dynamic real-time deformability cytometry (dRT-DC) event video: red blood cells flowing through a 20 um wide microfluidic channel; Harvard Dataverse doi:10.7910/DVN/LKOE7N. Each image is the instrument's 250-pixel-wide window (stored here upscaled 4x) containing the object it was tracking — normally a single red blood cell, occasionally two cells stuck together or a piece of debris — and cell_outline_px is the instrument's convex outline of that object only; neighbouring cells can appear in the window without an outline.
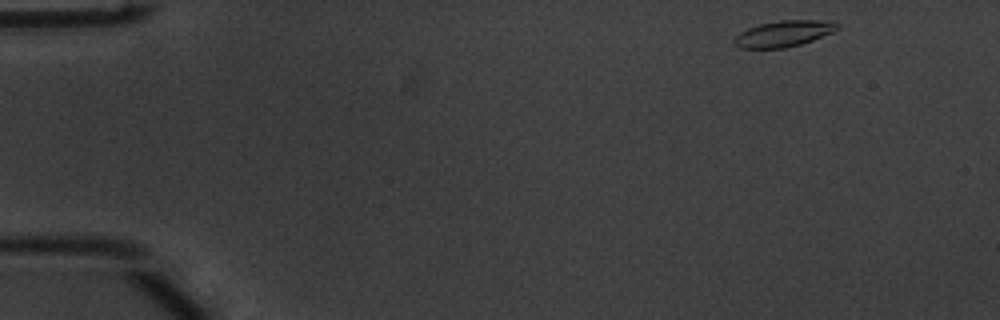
{"species": "common noctule bat (a hibernating species)", "species_latin": "Nyctalus noctula", "temperature_condition": "warm", "stored_images_in_passage": 50, "camera_frame_rate_fps": 3000, "um_per_image_px": 0.085, "animal": {"sex": "male", "body_mass_g": 20.1, "forearm_length_mm": 53.5}, "frame": {"image": 1, "passage_image": 1, "time_ms": 0.0, "image_size_px": [1000, 320], "cell_outline_px": [[840, 28], [832, 32], [812, 40], [800, 44], [784, 48], [740, 48], [732, 44], [732, 40], [740, 32], [748, 28], [760, 24], [780, 20], [836, 20], [840, 24]], "centroid_in_image_um": [66.63, 2.85], "position_along_channel_um": 18.4, "area_um2": 15.84}}
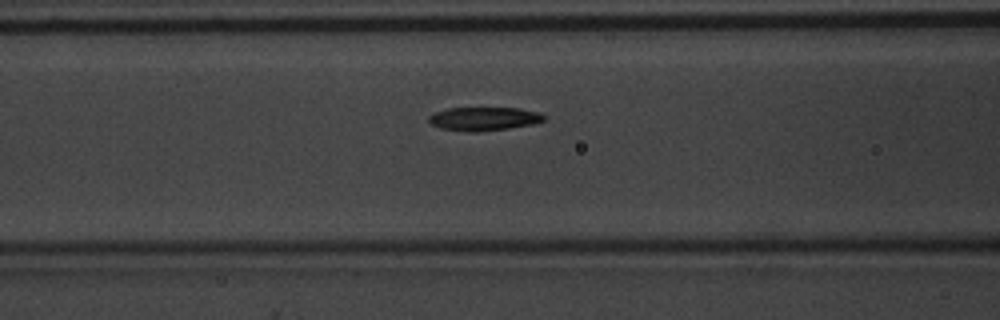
{"frame": {"image": 2, "passage_image": 18, "time_ms": 5.667, "image_size_px": [1000, 320], "cell_outline_px": [[548, 116], [544, 120], [532, 124], [508, 128], [480, 132], [468, 132], [440, 128], [432, 124], [428, 120], [428, 116], [436, 112], [448, 108], [520, 108], [540, 112]], "centroid_in_image_um": [41.16, 10.09], "position_along_channel_um": 125.4, "area_um2": 15.9}}
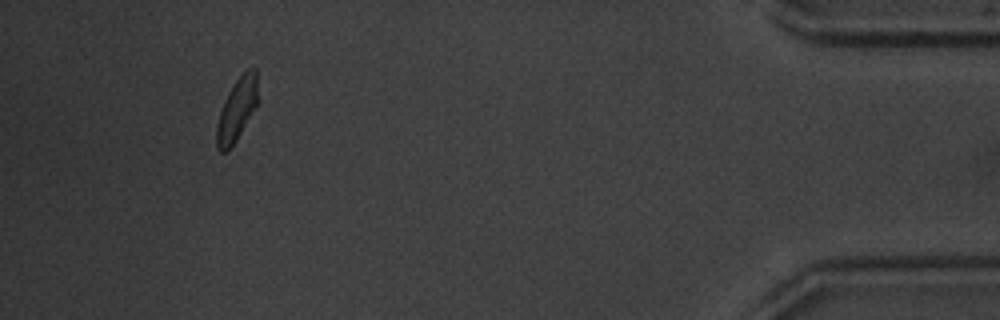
{"frame": {"image": 3, "passage_image": 46, "time_ms": 15.0, "image_size_px": [1000, 320], "cell_outline_px": [[260, 100], [236, 140], [228, 152], [220, 152], [216, 148], [216, 124], [224, 100], [236, 80], [248, 68], [256, 68]], "centroid_in_image_um": [20.16, 9.31], "position_along_channel_um": 415.0, "area_um2": 15.32}, "authors_computed_cell_mechanics": {"area_um2": 16.0395, "velocity_mm_per_s": 3.7505, "shape_relaxation_time_tau1_ms": 2.9434, "shape_relaxation_time_tau2_ms": 2.7434, "deformation_change_tau1": 0.1153, "deformation_change_tau2": 0.0874}}